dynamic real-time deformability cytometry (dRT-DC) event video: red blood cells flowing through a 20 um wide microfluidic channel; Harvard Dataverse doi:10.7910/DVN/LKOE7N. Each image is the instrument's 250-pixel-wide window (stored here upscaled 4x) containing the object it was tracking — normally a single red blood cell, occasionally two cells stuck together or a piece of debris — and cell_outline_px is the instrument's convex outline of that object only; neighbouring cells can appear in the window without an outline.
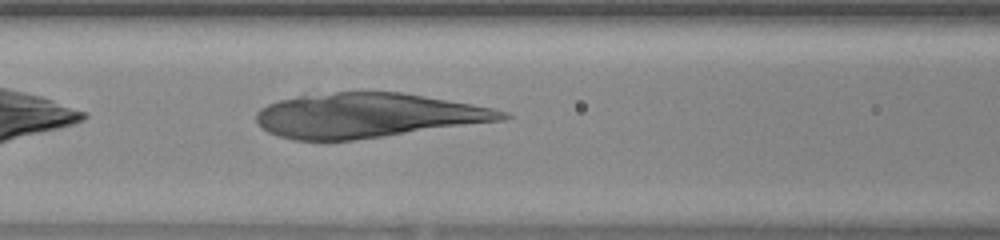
{"species": "human", "species_latin": "Homo sapiens", "temperature_condition": "warm", "stored_images_in_passage": 31, "camera_frame_rate_fps": 3000, "um_per_image_px": 0.085, "donor": {"sex": "female"}, "frame": {"image": 1, "passage_image": 6, "time_ms": 1.667, "image_size_px": [1000, 240], "cell_outline_px": [[512, 116], [504, 120], [384, 136], [352, 140], [296, 140], [280, 136], [268, 132], [256, 124], [256, 112], [260, 108], [268, 104], [280, 100], [296, 96], [336, 92], [400, 92], [448, 100], [492, 108], [508, 112]], "centroid_in_image_um": [31.21, 9.81], "position_along_channel_um": 135.4, "area_um2": 63.46}}